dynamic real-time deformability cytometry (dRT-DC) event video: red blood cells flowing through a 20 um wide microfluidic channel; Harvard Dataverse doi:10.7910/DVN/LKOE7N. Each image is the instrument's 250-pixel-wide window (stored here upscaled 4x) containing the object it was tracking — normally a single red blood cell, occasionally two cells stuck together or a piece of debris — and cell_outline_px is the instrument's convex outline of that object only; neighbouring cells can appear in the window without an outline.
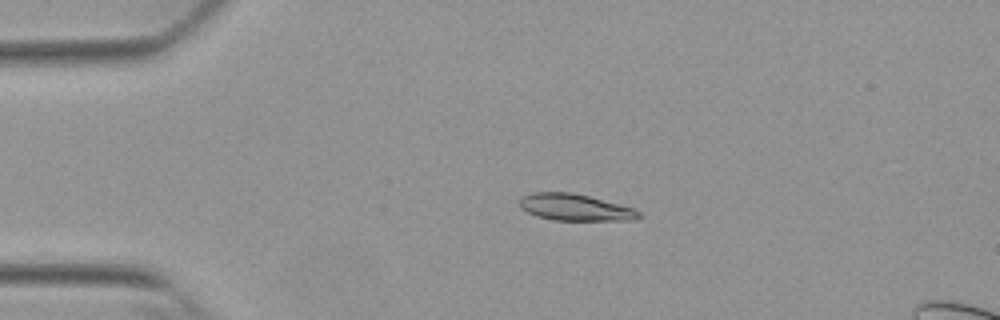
{"species": "Egyptian fruit bat (a non-hibernating species)", "species_latin": "Rousettus aegyptiacus", "temperature_condition": "warm", "stored_images_in_passage": 43, "camera_frame_rate_fps": 3000, "um_per_image_px": 0.085, "animal": {"sex": "female"}, "frame": {"image": 1, "passage_image": 2, "time_ms": 0.333, "image_size_px": [1000, 320], "cell_outline_px": [[644, 216], [636, 220], [552, 220], [536, 216], [520, 208], [520, 196], [532, 192], [572, 192], [636, 208]], "centroid_in_image_um": [48.91, 17.62], "position_along_channel_um": 36.1, "area_um2": 18.79}}
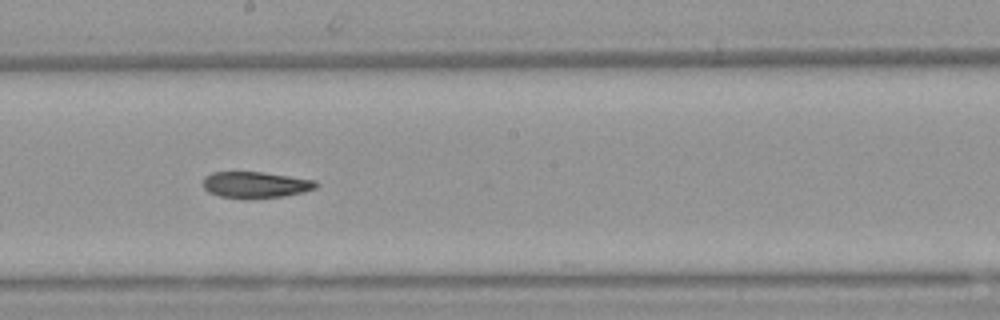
{"frame": {"image": 2, "passage_image": 20, "time_ms": 6.333, "image_size_px": [1000, 320], "cell_outline_px": [[320, 184], [316, 188], [304, 192], [284, 196], [220, 196], [208, 192], [204, 188], [204, 176], [212, 172], [264, 172], [316, 180]], "centroid_in_image_um": [21.77, 15.66], "position_along_channel_um": 226.4, "area_um2": 16.76}}
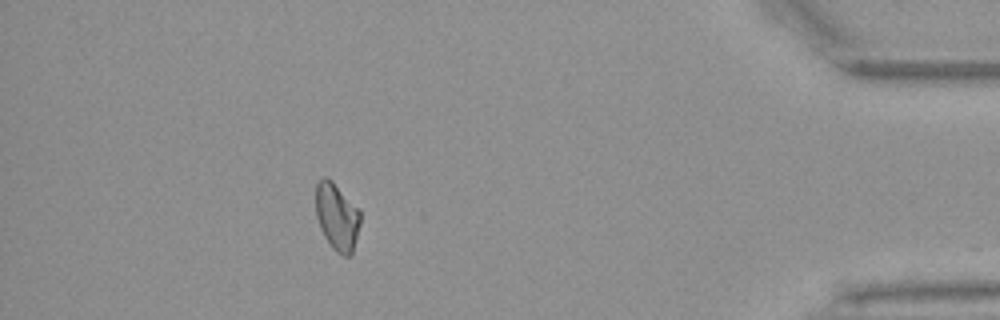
{"frame": {"image": 3, "passage_image": 38, "time_ms": 12.333, "image_size_px": [1000, 320], "cell_outline_px": [[360, 224], [352, 256], [344, 256], [336, 252], [332, 248], [324, 236], [320, 228], [316, 216], [316, 184], [324, 176], [332, 180], [360, 208]], "centroid_in_image_um": [28.66, 18.42], "position_along_channel_um": 406.5, "area_um2": 17.74}}